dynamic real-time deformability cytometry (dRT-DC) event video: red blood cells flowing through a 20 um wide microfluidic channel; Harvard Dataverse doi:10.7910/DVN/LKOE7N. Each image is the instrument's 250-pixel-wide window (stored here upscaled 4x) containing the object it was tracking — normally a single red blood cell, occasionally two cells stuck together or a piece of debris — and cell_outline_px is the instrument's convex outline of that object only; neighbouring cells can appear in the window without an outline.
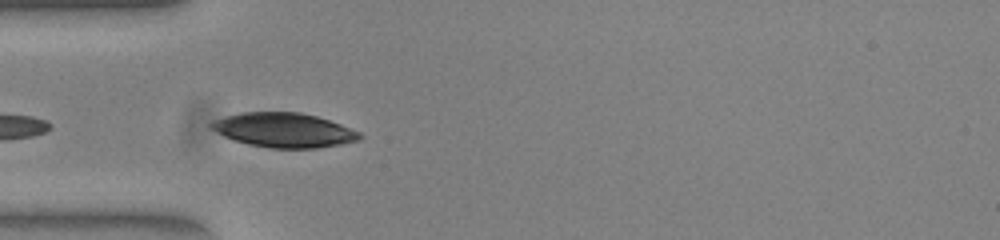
{"species": "common noctule bat (a hibernating species)", "species_latin": "Nyctalus noctula", "temperature_condition": "warm", "stored_images_in_passage": 50, "camera_frame_rate_fps": 3000, "um_per_image_px": 0.085, "animal": {"sex": "female", "body_mass_g": 23.0, "forearm_length_mm": 53.4}, "frame": {"image": 1, "passage_image": 15, "time_ms": 4.667, "image_size_px": [1000, 240], "cell_outline_px": [[364, 136], [360, 140], [340, 144], [316, 148], [272, 148], [248, 144], [232, 140], [208, 128], [208, 124], [212, 120], [224, 116], [240, 112], [300, 112], [316, 116], [340, 124], [360, 132]], "centroid_in_image_um": [24.08, 11.05], "position_along_channel_um": 60.9, "area_um2": 30.0}}
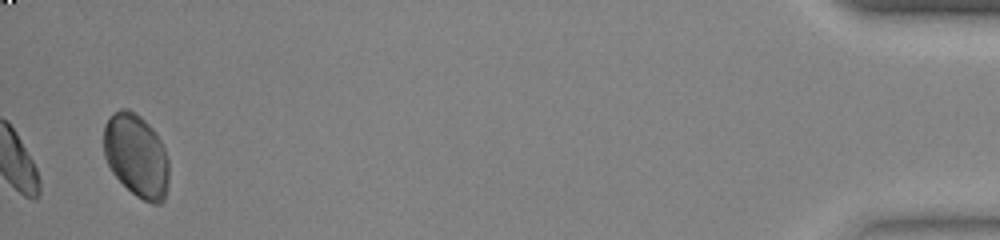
{"frame": {"image": 2, "passage_image": 50, "time_ms": 16.333, "image_size_px": [1000, 240], "cell_outline_px": [[168, 184], [164, 200], [160, 204], [152, 204], [136, 196], [112, 172], [104, 156], [104, 124], [120, 108], [128, 108], [136, 112], [152, 128], [160, 140], [164, 148], [168, 160]], "centroid_in_image_um": [11.6, 13.23], "position_along_channel_um": 423.6, "area_um2": 31.44}, "authors_computed_cell_mechanics": {"area_um2": 18.1203, "velocity_mm_per_s": 3.9195, "shape_relaxation_time_tau1_ms": null, "shape_relaxation_time_tau2_ms": 2.1728, "deformation_change_tau1": null, "deformation_change_tau2": 0.0413}}